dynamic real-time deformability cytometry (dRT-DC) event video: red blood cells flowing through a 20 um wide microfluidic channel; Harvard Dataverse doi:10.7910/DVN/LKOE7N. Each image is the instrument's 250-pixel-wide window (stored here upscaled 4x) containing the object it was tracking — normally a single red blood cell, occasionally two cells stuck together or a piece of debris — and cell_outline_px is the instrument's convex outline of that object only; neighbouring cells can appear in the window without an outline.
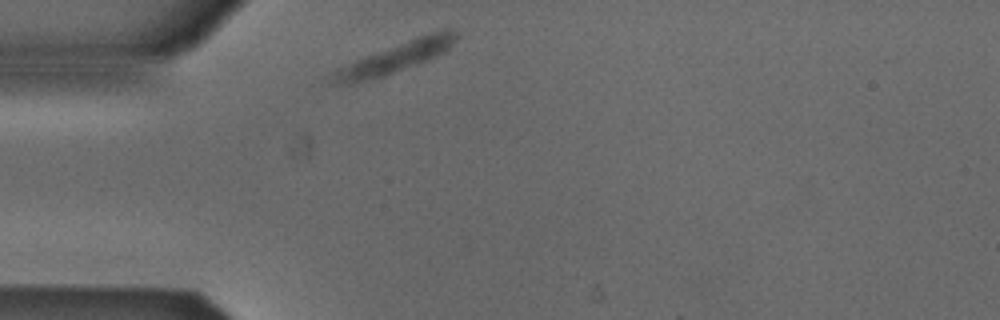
{"species": "Egyptian fruit bat (a non-hibernating species)", "species_latin": "Rousettus aegyptiacus", "temperature_condition": "cold", "stored_images_in_passage": 2, "camera_frame_rate_fps": 3000, "um_per_image_px": 0.085, "animal": {"sex": "male"}, "frame": {"image": 1, "passage_image": 1, "time_ms": 0.0, "image_size_px": [1000, 320], "cell_outline_px": [[460, 32], [448, 52], [428, 60], [384, 76], [352, 84], [336, 84], [328, 80], [340, 68], [368, 56], [420, 36], [432, 32], [452, 28]], "centroid_in_image_um": [33.75, 4.9], "position_along_channel_um": 51.3, "area_um2": 21.04}}